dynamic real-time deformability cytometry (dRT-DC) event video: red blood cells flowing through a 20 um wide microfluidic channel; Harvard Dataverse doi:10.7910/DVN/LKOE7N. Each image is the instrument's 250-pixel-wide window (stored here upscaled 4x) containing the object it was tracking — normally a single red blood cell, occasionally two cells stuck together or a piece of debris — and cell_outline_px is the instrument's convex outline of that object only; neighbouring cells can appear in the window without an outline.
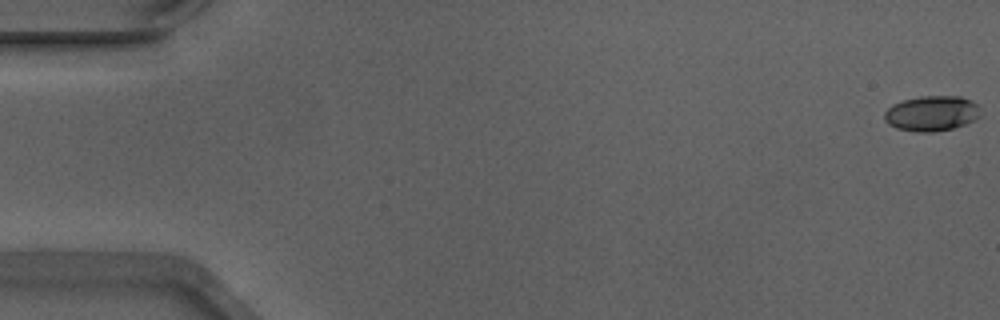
{"species": "Egyptian fruit bat (a non-hibernating species)", "species_latin": "Rousettus aegyptiacus", "temperature_condition": "warm", "stored_images_in_passage": 12, "camera_frame_rate_fps": 3000, "um_per_image_px": 0.085, "animal": {"sex": "male"}, "frame": {"image": 1, "passage_image": 1, "time_ms": 0.0, "image_size_px": [1000, 320], "cell_outline_px": [[980, 116], [964, 124], [952, 128], [932, 132], [916, 132], [896, 128], [888, 124], [884, 120], [884, 112], [892, 104], [904, 100], [920, 96], [960, 96], [972, 100], [980, 108]], "centroid_in_image_um": [79.17, 9.63], "position_along_channel_um": 5.8, "area_um2": 19.77}}